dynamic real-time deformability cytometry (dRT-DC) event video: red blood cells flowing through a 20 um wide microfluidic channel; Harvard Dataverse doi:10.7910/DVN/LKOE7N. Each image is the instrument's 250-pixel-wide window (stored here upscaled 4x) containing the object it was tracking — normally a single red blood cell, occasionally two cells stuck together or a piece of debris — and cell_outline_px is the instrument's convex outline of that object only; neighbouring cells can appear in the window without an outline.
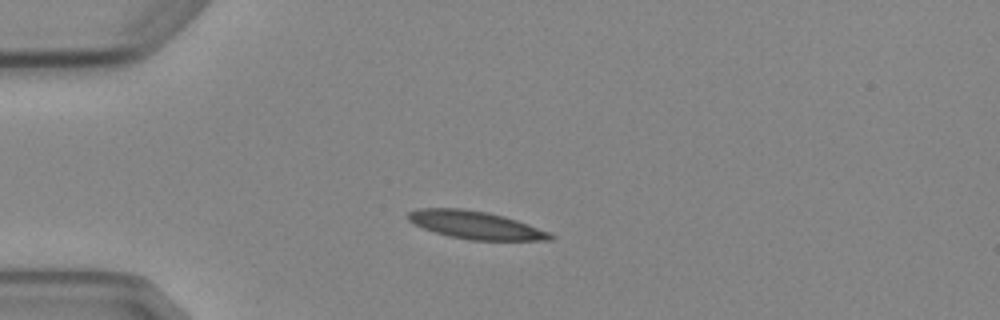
{"species": "Egyptian fruit bat (a non-hibernating species)", "species_latin": "Rousettus aegyptiacus", "temperature_condition": "cold", "stored_images_in_passage": 8, "camera_frame_rate_fps": 3000, "um_per_image_px": 0.085, "animal": {"sex": "female"}, "frame": {"image": 1, "passage_image": 3, "time_ms": 2.333, "image_size_px": [1000, 320], "cell_outline_px": [[556, 236], [552, 240], [468, 240], [448, 236], [412, 224], [408, 220], [408, 212], [420, 208], [460, 208], [488, 212], [504, 216], [552, 232]], "centroid_in_image_um": [40.45, 19.13], "position_along_channel_um": 44.6, "area_um2": 23.18}}
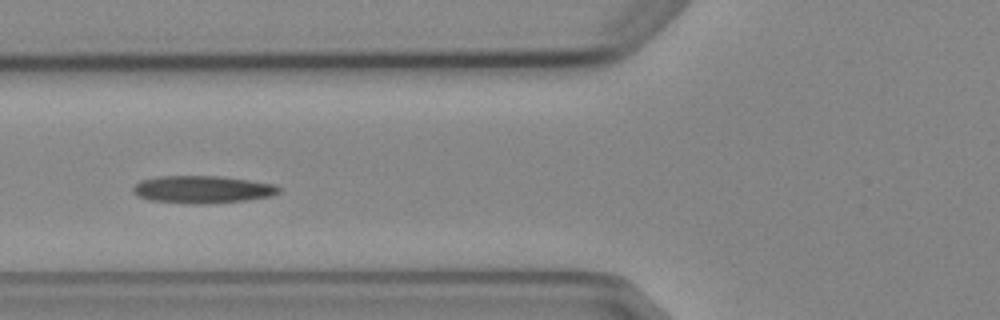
{"frame": {"image": 2, "passage_image": 5, "time_ms": 4.667, "image_size_px": [1000, 320], "cell_outline_px": [[280, 192], [272, 196], [244, 200], [204, 204], [192, 204], [148, 200], [136, 196], [132, 192], [132, 188], [140, 180], [160, 176], [220, 176], [276, 184], [280, 188]], "centroid_in_image_um": [17.18, 16.1], "position_along_channel_um": 108.6, "area_um2": 23.47}}
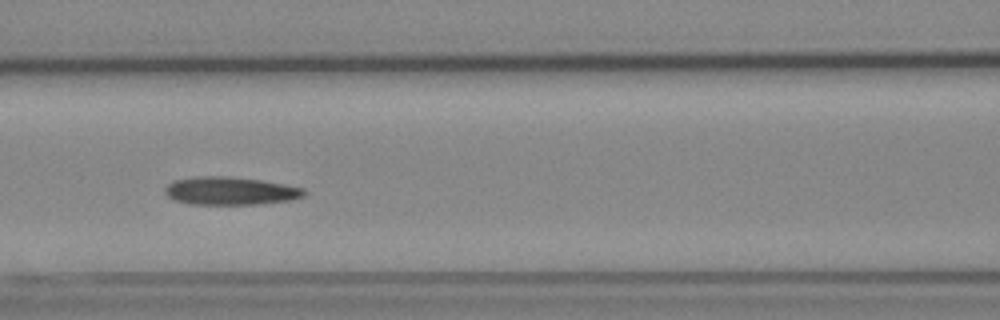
{"frame": {"image": 3, "passage_image": 6, "time_ms": 5.667, "image_size_px": [1000, 320], "cell_outline_px": [[308, 192], [304, 196], [292, 200], [256, 204], [188, 204], [176, 200], [168, 196], [164, 192], [164, 188], [172, 180], [196, 176], [224, 176], [260, 180], [284, 184], [304, 188]], "centroid_in_image_um": [19.57, 16.22], "position_along_channel_um": 147.0, "area_um2": 22.77}}